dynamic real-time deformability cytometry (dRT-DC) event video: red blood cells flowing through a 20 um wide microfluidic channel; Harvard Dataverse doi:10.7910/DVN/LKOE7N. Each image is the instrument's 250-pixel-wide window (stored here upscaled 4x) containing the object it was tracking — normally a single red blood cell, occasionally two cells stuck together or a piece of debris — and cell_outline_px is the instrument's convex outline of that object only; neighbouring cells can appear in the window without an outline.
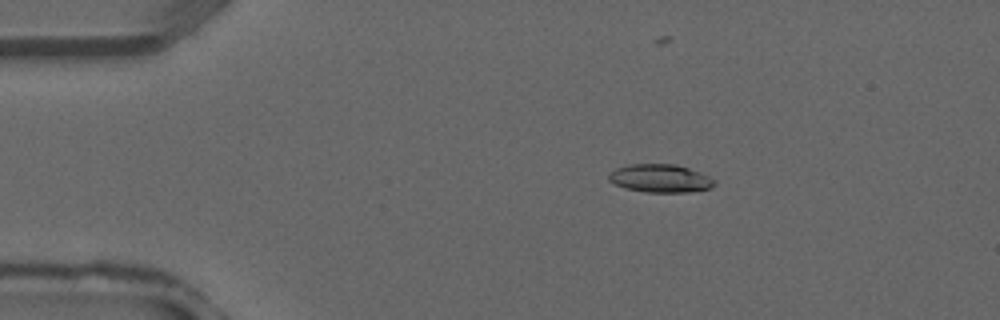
{"species": "common noctule bat (a hibernating species)", "species_latin": "Nyctalus noctula", "temperature_condition": "warm", "stored_images_in_passage": 38, "camera_frame_rate_fps": 3000, "um_per_image_px": 0.085, "animal": {"sex": "male", "forearm_length_mm": 52.5}, "frame": {"image": 1, "passage_image": 7, "time_ms": 2.0, "image_size_px": [1000, 320], "cell_outline_px": [[716, 184], [712, 188], [688, 192], [644, 192], [624, 188], [608, 180], [608, 176], [616, 168], [632, 164], [676, 164], [688, 168], [708, 176], [716, 180]], "centroid_in_image_um": [56.14, 15.17], "position_along_channel_um": 28.9, "area_um2": 17.28}}
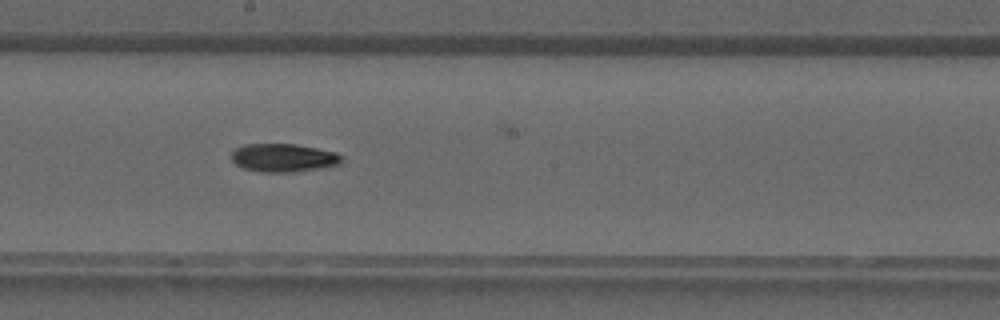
{"frame": {"image": 2, "passage_image": 21, "time_ms": 6.667, "image_size_px": [1000, 320], "cell_outline_px": [[344, 156], [340, 164], [324, 168], [296, 172], [260, 172], [244, 168], [236, 164], [232, 160], [232, 152], [236, 148], [244, 144], [296, 144], [336, 152]], "centroid_in_image_um": [24.13, 13.42], "position_along_channel_um": 224.1, "area_um2": 18.32}}
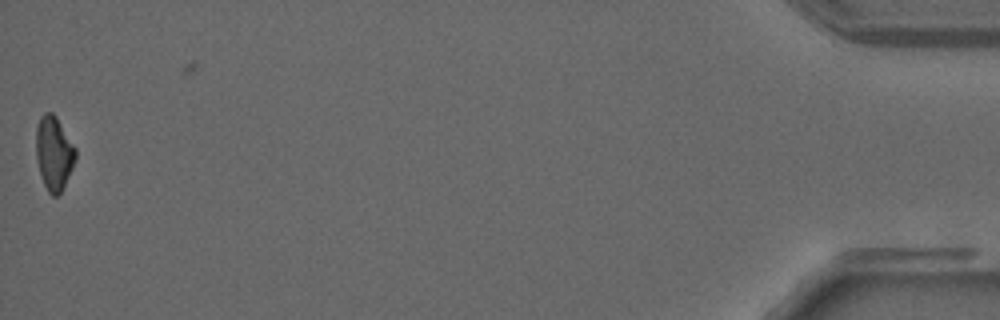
{"frame": {"image": 3, "passage_image": 38, "time_ms": 12.333, "image_size_px": [1000, 320], "cell_outline_px": [[76, 160], [60, 192], [56, 196], [52, 196], [48, 192], [44, 184], [40, 172], [36, 156], [36, 128], [40, 116], [44, 112], [52, 112], [56, 116], [76, 148]], "centroid_in_image_um": [4.58, 12.98], "position_along_channel_um": 430.6, "area_um2": 16.88}}